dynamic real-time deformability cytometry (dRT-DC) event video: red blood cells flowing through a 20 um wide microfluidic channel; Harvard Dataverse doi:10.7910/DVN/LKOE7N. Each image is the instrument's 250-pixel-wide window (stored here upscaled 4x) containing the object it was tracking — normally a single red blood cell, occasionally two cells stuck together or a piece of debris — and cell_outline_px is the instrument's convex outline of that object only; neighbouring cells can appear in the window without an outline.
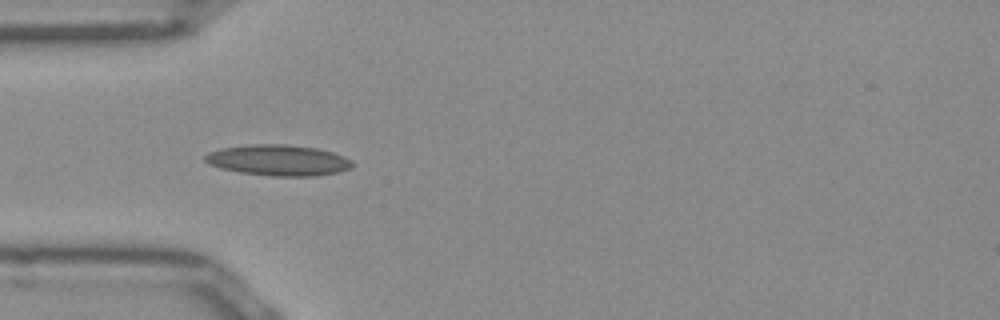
{"species": "Egyptian fruit bat (a non-hibernating species)", "species_latin": "Rousettus aegyptiacus", "temperature_condition": "room temperature", "stored_images_in_passage": 27, "camera_frame_rate_fps": 3000, "um_per_image_px": 0.085, "frame": {"image": 1, "passage_image": 5, "time_ms": 1.333, "image_size_px": [1000, 320], "cell_outline_px": [[356, 164], [352, 168], [336, 172], [316, 176], [272, 176], [240, 172], [220, 168], [208, 164], [204, 160], [204, 156], [208, 152], [220, 148], [252, 144], [284, 144], [316, 148], [332, 152], [344, 156], [352, 160]], "centroid_in_image_um": [23.66, 13.62], "position_along_channel_um": 61.3, "area_um2": 26.65}}